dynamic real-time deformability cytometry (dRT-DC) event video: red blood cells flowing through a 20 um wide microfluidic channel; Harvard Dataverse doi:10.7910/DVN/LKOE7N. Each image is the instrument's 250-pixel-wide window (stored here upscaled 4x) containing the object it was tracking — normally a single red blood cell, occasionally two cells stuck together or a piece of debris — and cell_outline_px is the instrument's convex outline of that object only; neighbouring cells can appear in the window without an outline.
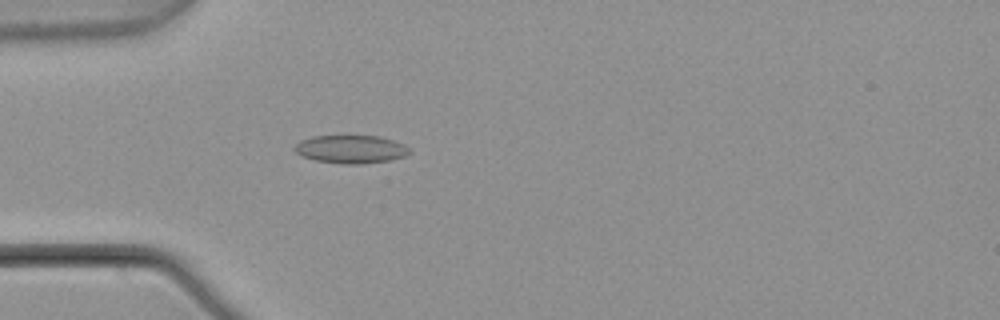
{"species": "common noctule bat (a hibernating species)", "species_latin": "Nyctalus noctula", "temperature_condition": "warm", "stored_images_in_passage": 5, "camera_frame_rate_fps": 3000, "um_per_image_px": 0.085, "animal": {"sex": "male", "body_mass_g": 21.5, "forearm_length_mm": 52.0}, "frame": {"image": 1, "passage_image": 5, "time_ms": 1.333, "image_size_px": [1000, 320], "cell_outline_px": [[412, 152], [404, 156], [388, 160], [360, 164], [344, 164], [316, 160], [300, 156], [292, 148], [300, 140], [312, 136], [380, 136], [404, 144]], "centroid_in_image_um": [29.79, 12.68], "position_along_channel_um": 55.2, "area_um2": 18.79}}